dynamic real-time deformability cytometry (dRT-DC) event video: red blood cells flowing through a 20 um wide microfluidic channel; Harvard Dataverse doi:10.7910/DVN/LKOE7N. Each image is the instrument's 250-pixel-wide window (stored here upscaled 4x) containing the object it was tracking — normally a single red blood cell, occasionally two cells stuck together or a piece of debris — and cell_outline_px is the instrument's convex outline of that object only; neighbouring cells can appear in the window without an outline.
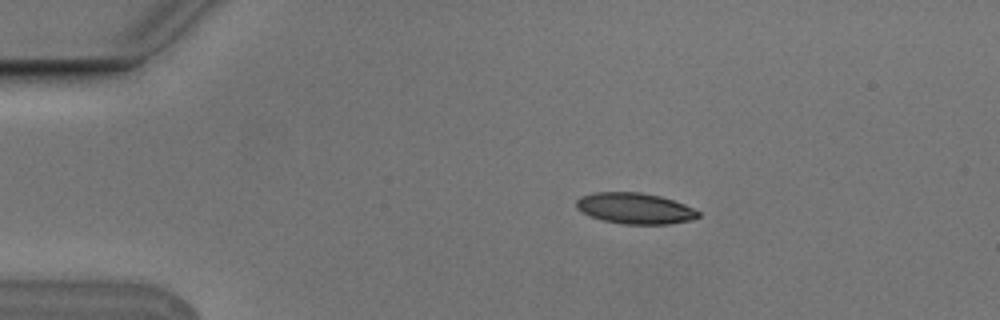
{"species": "Egyptian fruit bat (a non-hibernating species)", "species_latin": "Rousettus aegyptiacus", "temperature_condition": "cold", "stored_images_in_passage": 10, "camera_frame_rate_fps": 3000, "um_per_image_px": 0.085, "animal": {"sex": "male"}, "frame": {"image": 1, "passage_image": 4, "time_ms": 1.0, "image_size_px": [1000, 320], "cell_outline_px": [[700, 216], [692, 220], [668, 224], [624, 224], [600, 220], [588, 216], [580, 212], [576, 208], [576, 200], [580, 196], [592, 192], [640, 192], [660, 196], [684, 204], [700, 212]], "centroid_in_image_um": [53.91, 17.71], "position_along_channel_um": 31.1, "area_um2": 22.25}}
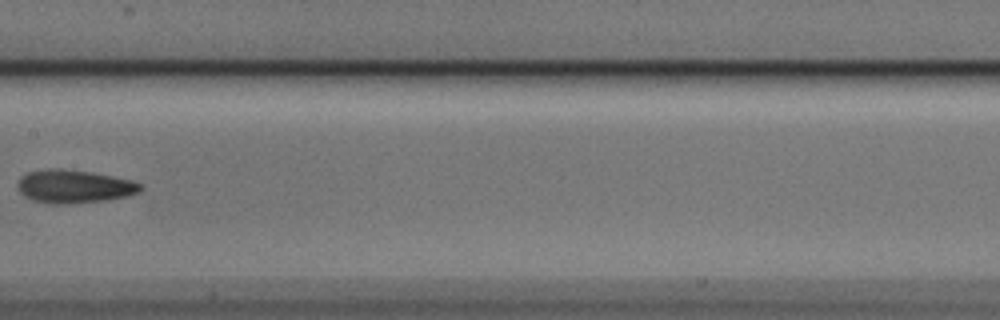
{"frame": {"image": 2, "passage_image": 9, "time_ms": 2.667, "image_size_px": [1000, 320], "cell_outline_px": [[144, 188], [128, 196], [108, 200], [64, 204], [52, 204], [32, 200], [24, 196], [20, 192], [16, 184], [20, 176], [28, 172], [48, 168], [60, 168], [92, 172], [132, 180], [140, 184]], "centroid_in_image_um": [6.26, 15.84], "position_along_channel_um": 201.1, "area_um2": 23.93}}
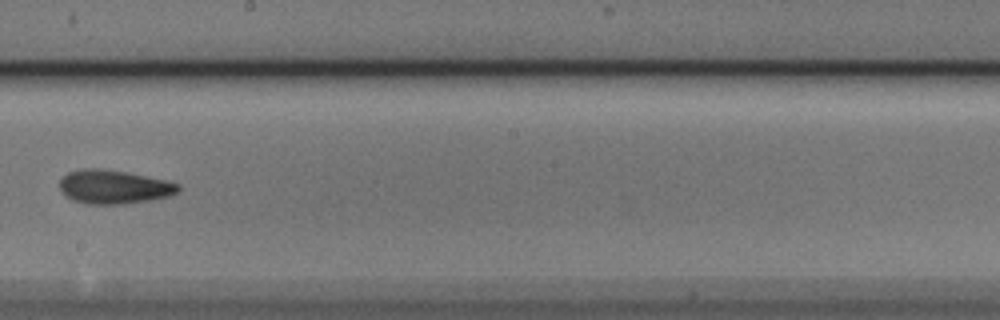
{"frame": {"image": 3, "passage_image": 10, "time_ms": 3.0, "image_size_px": [1000, 320], "cell_outline_px": [[180, 192], [172, 196], [152, 200], [124, 204], [84, 204], [72, 200], [60, 188], [60, 180], [68, 172], [88, 168], [96, 168], [124, 172], [164, 180], [180, 184]], "centroid_in_image_um": [9.72, 15.91], "position_along_channel_um": 238.5, "area_um2": 23.24}}